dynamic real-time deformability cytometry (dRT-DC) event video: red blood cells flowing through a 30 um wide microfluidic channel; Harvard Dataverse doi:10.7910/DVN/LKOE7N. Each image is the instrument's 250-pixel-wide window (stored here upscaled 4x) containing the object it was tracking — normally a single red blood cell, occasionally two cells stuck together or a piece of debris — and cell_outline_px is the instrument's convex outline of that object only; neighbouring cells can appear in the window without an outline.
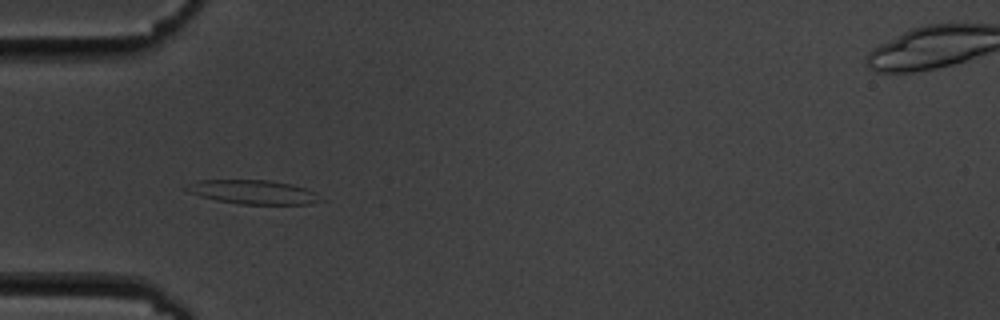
{"species": "common noctule bat (a hibernating species)", "species_latin": "Nyctalus noctula", "temperature_condition": "cold", "stored_images_in_passage": 7, "camera_frame_rate_fps": 3000, "um_per_image_px": 0.085, "animal": {"sex": "male", "body_mass_g": 19.5, "forearm_length_mm": 54.6}, "frame": {"image": 1, "passage_image": 5, "time_ms": 4.333, "image_size_px": [1000, 320], "cell_outline_px": [[328, 200], [308, 204], [240, 204], [216, 200], [200, 196], [188, 192], [180, 188], [196, 180], [268, 180], [292, 184], [304, 188]], "centroid_in_image_um": [21.48, 16.32], "position_along_channel_um": 63.5, "area_um2": 18.9}}
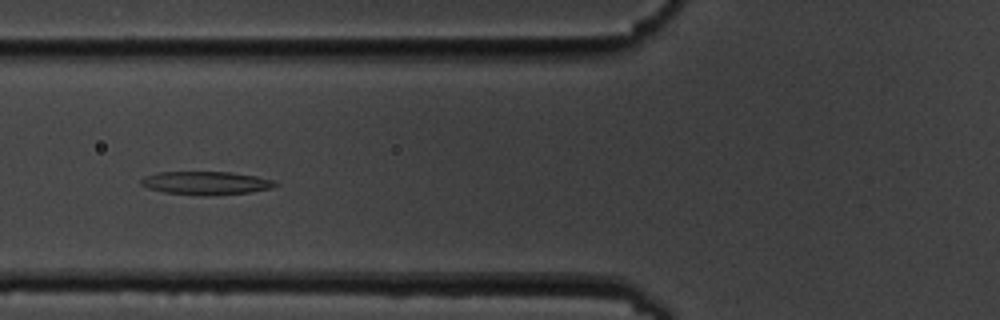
{"frame": {"image": 2, "passage_image": 6, "time_ms": 5.667, "image_size_px": [1000, 320], "cell_outline_px": [[280, 184], [272, 188], [248, 192], [204, 196], [164, 192], [148, 188], [140, 184], [140, 180], [144, 176], [156, 172], [232, 172], [256, 176], [272, 180]], "centroid_in_image_um": [17.48, 15.55], "position_along_channel_um": 108.3, "area_um2": 18.21}}
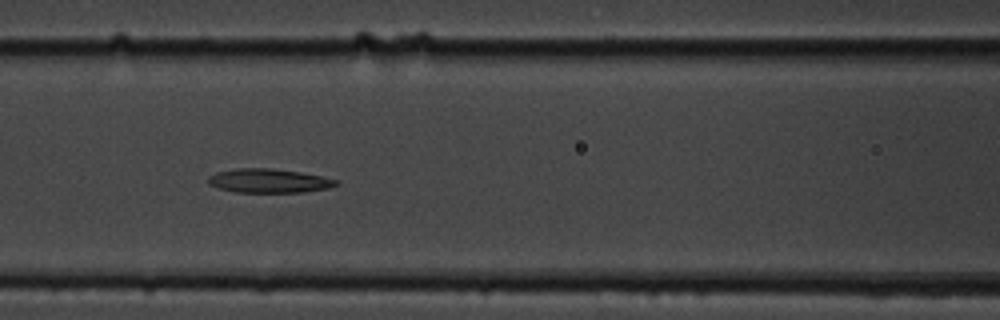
{"frame": {"image": 3, "passage_image": 7, "time_ms": 6.667, "image_size_px": [1000, 320], "cell_outline_px": [[340, 184], [328, 188], [304, 192], [236, 192], [216, 188], [208, 184], [208, 176], [216, 172], [236, 168], [272, 168], [300, 172], [340, 180]], "centroid_in_image_um": [22.84, 15.36], "position_along_channel_um": 143.8, "area_um2": 18.03}}